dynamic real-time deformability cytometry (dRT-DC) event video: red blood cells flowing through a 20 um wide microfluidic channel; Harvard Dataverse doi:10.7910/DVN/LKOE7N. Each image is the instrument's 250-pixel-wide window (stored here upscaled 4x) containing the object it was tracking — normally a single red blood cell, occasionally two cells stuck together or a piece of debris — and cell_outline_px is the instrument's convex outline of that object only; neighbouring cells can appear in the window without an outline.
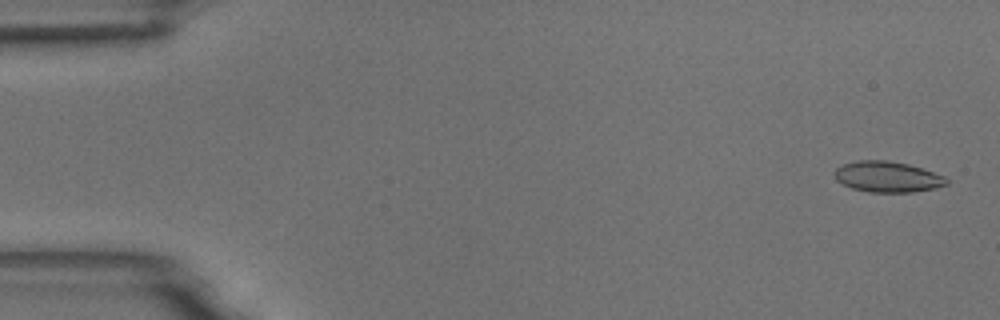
{"species": "common noctule bat (a hibernating species)", "species_latin": "Nyctalus noctula", "temperature_condition": "room temperature", "stored_images_in_passage": 6, "camera_frame_rate_fps": 3000, "um_per_image_px": 0.085, "animal": {"sex": "male", "body_mass_g": 18.8}, "frame": {"image": 1, "passage_image": 1, "time_ms": 0.0, "image_size_px": [1000, 320], "cell_outline_px": [[948, 184], [936, 188], [912, 192], [868, 192], [852, 188], [836, 180], [832, 172], [836, 168], [844, 164], [860, 160], [884, 160], [908, 164], [944, 176], [948, 180]], "centroid_in_image_um": [75.41, 15.03], "position_along_channel_um": 9.6, "area_um2": 20.0}}
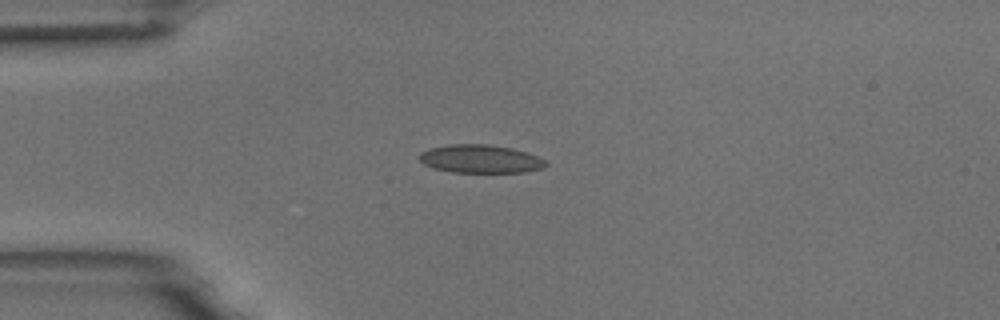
{"frame": {"image": 2, "passage_image": 4, "time_ms": 1.0, "image_size_px": [1000, 320], "cell_outline_px": [[548, 164], [544, 168], [524, 172], [452, 172], [432, 168], [424, 164], [420, 160], [420, 152], [428, 148], [448, 144], [488, 144], [512, 148], [536, 156], [544, 160]], "centroid_in_image_um": [40.8, 13.5], "position_along_channel_um": 44.2, "area_um2": 20.81}}